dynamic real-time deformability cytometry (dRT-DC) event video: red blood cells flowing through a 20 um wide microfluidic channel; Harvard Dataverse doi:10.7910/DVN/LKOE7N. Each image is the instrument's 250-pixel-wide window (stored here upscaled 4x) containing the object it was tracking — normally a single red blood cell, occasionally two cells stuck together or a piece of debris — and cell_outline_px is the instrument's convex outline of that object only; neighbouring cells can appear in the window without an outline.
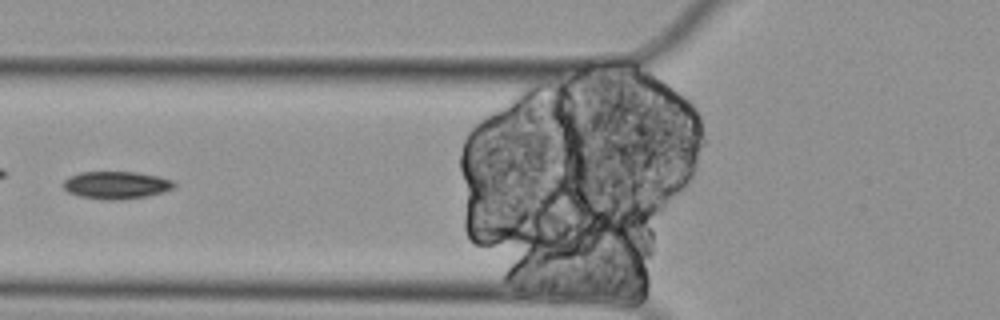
{"species": "Egyptian fruit bat (a non-hibernating species)", "species_latin": "Rousettus aegyptiacus", "temperature_condition": "cold", "stored_images_in_passage": 7, "camera_frame_rate_fps": 3000, "um_per_image_px": 0.085, "animal": {"sex": "female"}, "frame": {"image": 1, "passage_image": 5, "time_ms": 1.333, "image_size_px": [1000, 320], "cell_outline_px": [[176, 184], [172, 188], [164, 192], [148, 196], [120, 200], [104, 200], [80, 196], [68, 192], [64, 188], [64, 180], [80, 172], [136, 172], [160, 176], [172, 180]], "centroid_in_image_um": [9.92, 15.74], "position_along_channel_um": 115.9, "area_um2": 17.8}}
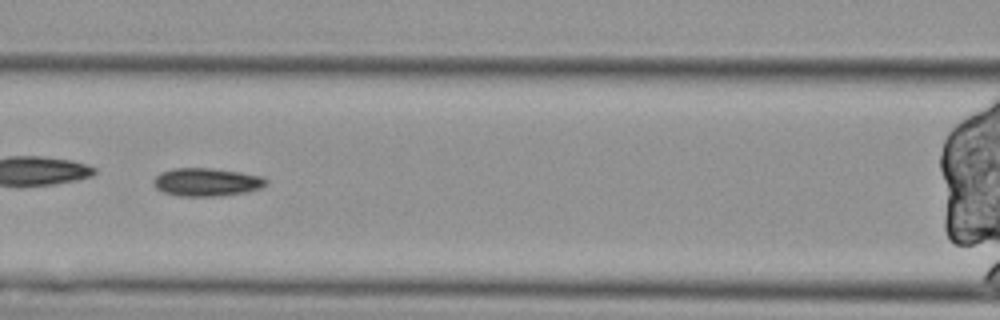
{"frame": {"image": 2, "passage_image": 6, "time_ms": 1.667, "image_size_px": [1000, 320], "cell_outline_px": [[268, 184], [260, 188], [248, 192], [216, 196], [180, 196], [164, 192], [156, 188], [152, 180], [160, 172], [176, 168], [212, 168], [240, 172], [260, 176], [268, 180]], "centroid_in_image_um": [17.57, 15.47], "position_along_channel_um": 149.0, "area_um2": 18.44}}